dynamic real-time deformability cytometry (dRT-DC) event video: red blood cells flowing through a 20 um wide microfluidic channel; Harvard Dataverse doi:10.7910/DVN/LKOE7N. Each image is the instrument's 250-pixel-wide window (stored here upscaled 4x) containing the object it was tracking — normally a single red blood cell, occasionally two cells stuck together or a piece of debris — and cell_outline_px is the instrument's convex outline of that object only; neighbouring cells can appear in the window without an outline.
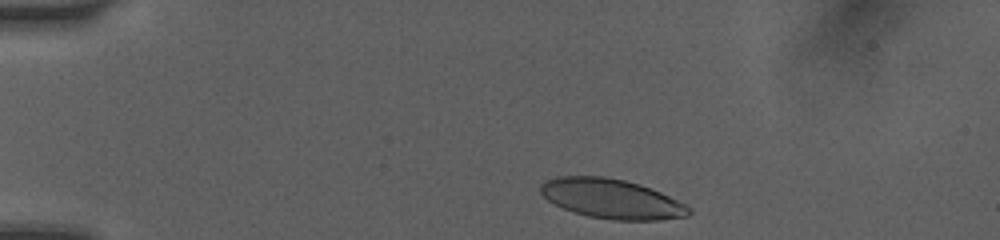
{"species": "human", "species_latin": "Homo sapiens", "temperature_condition": "room temperature", "stored_images_in_passage": 10, "camera_frame_rate_fps": 3000, "um_per_image_px": 0.085, "donor": {"sex": "female"}, "frame": {"image": 1, "passage_image": 2, "time_ms": 0.333, "image_size_px": [1000, 240], "cell_outline_px": [[692, 212], [688, 216], [660, 220], [612, 220], [588, 216], [572, 212], [548, 200], [540, 192], [540, 184], [544, 180], [556, 176], [604, 176], [624, 180], [640, 184], [660, 192], [692, 208]], "centroid_in_image_um": [51.97, 16.89], "position_along_channel_um": 33.0, "area_um2": 34.28}}
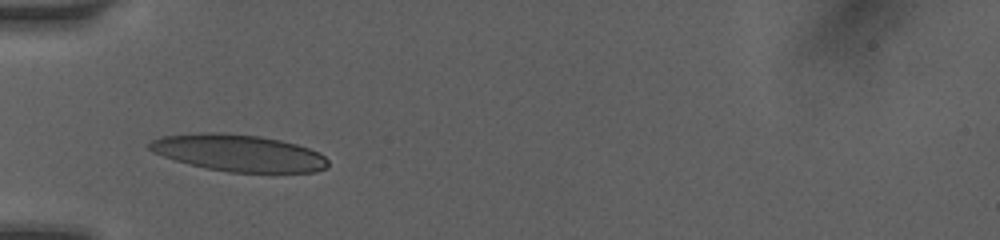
{"frame": {"image": 2, "passage_image": 8, "time_ms": 2.667, "image_size_px": [1000, 240], "cell_outline_px": [[328, 168], [316, 172], [228, 172], [204, 168], [176, 160], [152, 152], [148, 148], [148, 144], [152, 140], [160, 136], [204, 132], [224, 132], [260, 136], [280, 140], [296, 144], [320, 152], [328, 160]], "centroid_in_image_um": [20.29, 12.99], "position_along_channel_um": 64.7, "area_um2": 38.49}}